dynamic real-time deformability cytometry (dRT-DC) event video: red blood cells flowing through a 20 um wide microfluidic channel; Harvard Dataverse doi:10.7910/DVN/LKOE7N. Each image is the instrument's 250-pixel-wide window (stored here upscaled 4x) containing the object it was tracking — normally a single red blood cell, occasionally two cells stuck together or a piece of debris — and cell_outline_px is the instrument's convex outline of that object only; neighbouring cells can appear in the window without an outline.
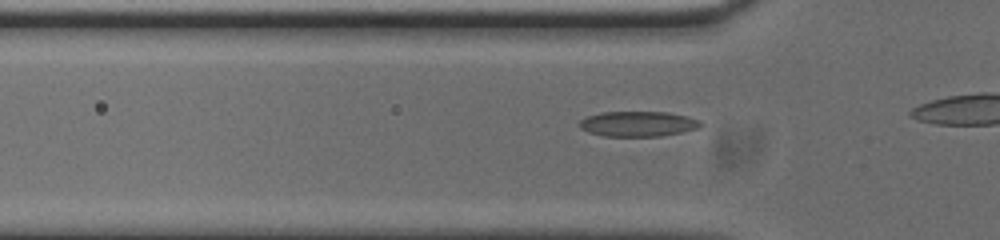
{"species": "common noctule bat (a hibernating species)", "species_latin": "Nyctalus noctula", "temperature_condition": "cold", "stored_images_in_passage": 10, "camera_frame_rate_fps": 3000, "um_per_image_px": 0.085, "animal": {"sex": "male", "body_mass_g": 20.0, "forearm_length_mm": 53.3}, "frame": {"image": 1, "passage_image": 5, "time_ms": 1.333, "image_size_px": [1000, 240], "cell_outline_px": [[704, 124], [700, 128], [660, 136], [604, 136], [588, 132], [580, 128], [580, 120], [588, 116], [600, 112], [668, 112], [688, 116], [700, 120]], "centroid_in_image_um": [54.26, 10.52], "position_along_channel_um": 71.5, "area_um2": 17.86}}
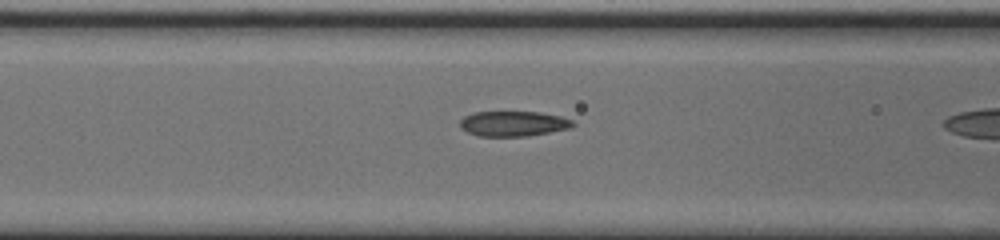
{"frame": {"image": 2, "passage_image": 9, "time_ms": 2.667, "image_size_px": [1000, 240], "cell_outline_px": [[576, 124], [572, 128], [528, 136], [480, 136], [468, 132], [460, 128], [460, 120], [464, 116], [472, 112], [540, 112], [560, 116], [572, 120]], "centroid_in_image_um": [43.64, 10.51], "position_along_channel_um": 123.0, "area_um2": 16.65}}